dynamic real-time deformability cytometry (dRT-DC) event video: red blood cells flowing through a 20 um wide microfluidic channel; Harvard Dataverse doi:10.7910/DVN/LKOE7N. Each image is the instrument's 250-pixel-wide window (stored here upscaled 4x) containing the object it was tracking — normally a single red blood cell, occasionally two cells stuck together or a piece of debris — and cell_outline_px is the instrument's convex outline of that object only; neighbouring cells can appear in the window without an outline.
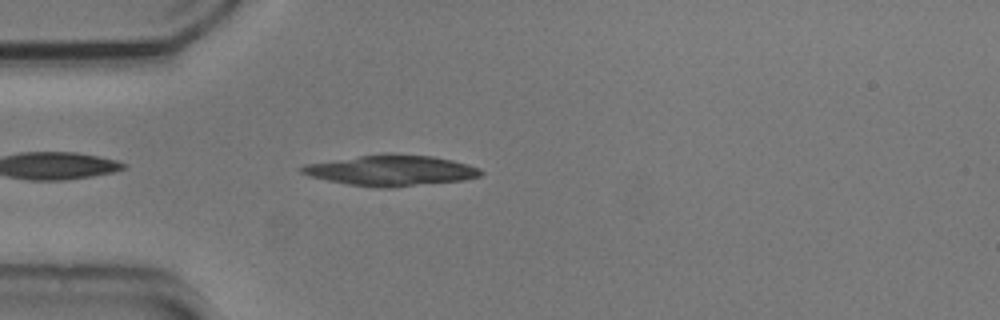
{"species": "common noctule bat (a hibernating species)", "species_latin": "Nyctalus noctula", "temperature_condition": "cold", "stored_images_in_passage": 42, "camera_frame_rate_fps": 3000, "um_per_image_px": 0.085, "animal": {"sex": "male", "body_mass_g": 20.5, "forearm_length_mm": 52.5}, "frame": {"image": 1, "passage_image": 3, "time_ms": 0.667, "image_size_px": [1000, 320], "cell_outline_px": [[484, 172], [480, 176], [464, 180], [392, 188], [376, 188], [348, 184], [308, 176], [300, 172], [300, 168], [304, 164], [384, 152], [388, 152], [432, 156], [452, 160], [468, 164], [480, 168]], "centroid_in_image_um": [33.25, 14.48], "position_along_channel_um": 51.7, "area_um2": 32.43}}
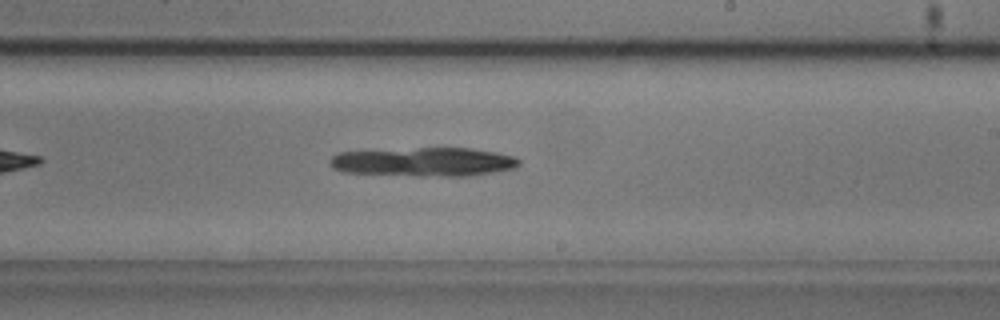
{"frame": {"image": 2, "passage_image": 20, "time_ms": 6.333, "image_size_px": [1000, 320], "cell_outline_px": [[520, 164], [516, 168], [468, 176], [420, 176], [344, 172], [332, 168], [328, 160], [332, 156], [340, 152], [420, 148], [472, 148], [496, 152], [516, 156], [520, 160]], "centroid_in_image_um": [36.06, 13.76], "position_along_channel_um": 252.9, "area_um2": 31.91}}
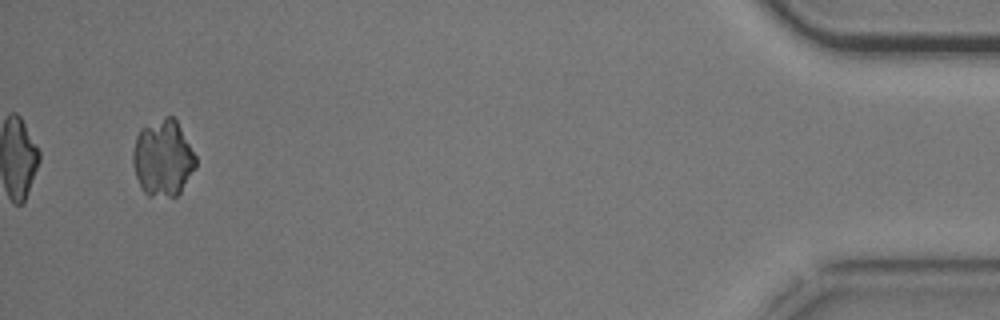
{"frame": {"image": 3, "passage_image": 40, "time_ms": 13.0, "image_size_px": [1000, 320], "cell_outline_px": [[196, 168], [180, 192], [176, 196], [148, 196], [144, 192], [136, 176], [132, 164], [132, 152], [136, 136], [140, 128], [164, 116], [172, 116], [176, 120], [196, 156]], "centroid_in_image_um": [13.84, 13.43], "position_along_channel_um": 421.4, "area_um2": 28.03}}